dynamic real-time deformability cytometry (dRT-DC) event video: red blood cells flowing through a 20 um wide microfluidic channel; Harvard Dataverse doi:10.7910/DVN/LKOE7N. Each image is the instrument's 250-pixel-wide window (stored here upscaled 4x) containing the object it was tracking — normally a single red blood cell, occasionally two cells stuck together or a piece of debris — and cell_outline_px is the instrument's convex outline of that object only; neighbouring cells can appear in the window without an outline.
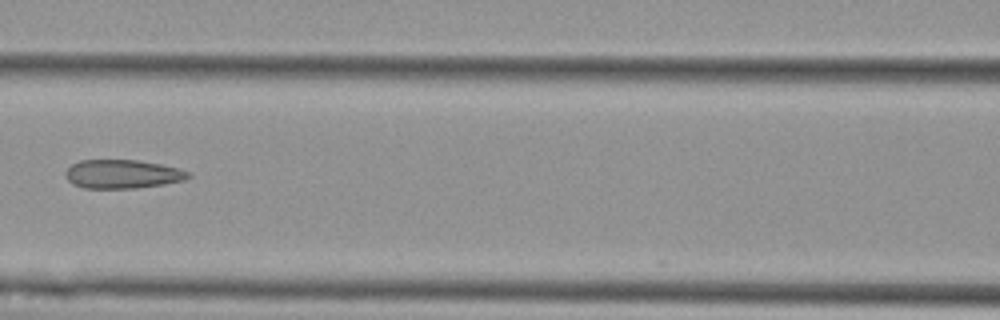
{"species": "Egyptian fruit bat (a non-hibernating species)", "species_latin": "Rousettus aegyptiacus", "temperature_condition": "cold", "stored_images_in_passage": 8, "camera_frame_rate_fps": 3000, "um_per_image_px": 0.085, "animal": {"sex": "female"}, "frame": {"image": 1, "passage_image": 7, "time_ms": 7.333, "image_size_px": [1000, 320], "cell_outline_px": [[192, 176], [184, 180], [164, 184], [136, 188], [84, 188], [72, 184], [64, 176], [64, 172], [72, 164], [80, 160], [136, 160], [160, 164], [180, 168], [188, 172]], "centroid_in_image_um": [10.39, 14.8], "position_along_channel_um": 156.2, "area_um2": 20.63}}
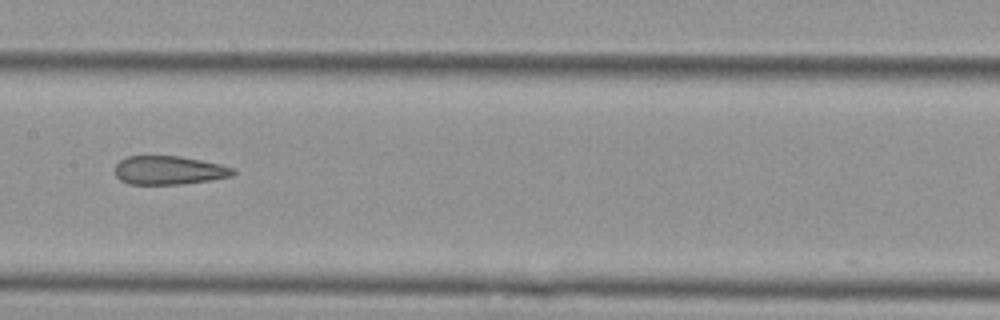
{"frame": {"image": 2, "passage_image": 8, "time_ms": 8.333, "image_size_px": [1000, 320], "cell_outline_px": [[236, 172], [232, 176], [208, 180], [180, 184], [128, 184], [120, 180], [116, 176], [112, 168], [120, 160], [128, 156], [180, 156], [220, 164], [232, 168]], "centroid_in_image_um": [14.3, 14.47], "position_along_channel_um": 193.1, "area_um2": 19.71}}